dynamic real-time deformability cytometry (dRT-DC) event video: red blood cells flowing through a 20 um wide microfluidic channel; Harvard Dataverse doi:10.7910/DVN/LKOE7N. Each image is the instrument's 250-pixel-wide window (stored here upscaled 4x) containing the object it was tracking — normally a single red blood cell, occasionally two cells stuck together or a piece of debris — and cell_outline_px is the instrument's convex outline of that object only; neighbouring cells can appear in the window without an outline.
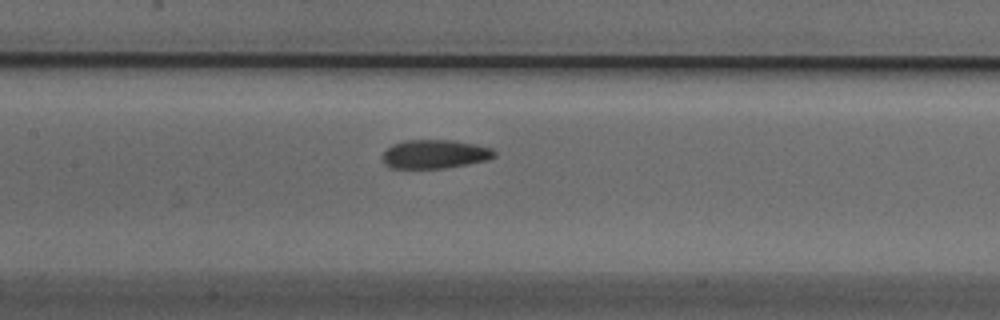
{"species": "Egyptian fruit bat (a non-hibernating species)", "species_latin": "Rousettus aegyptiacus", "temperature_condition": "cold", "stored_images_in_passage": 18, "camera_frame_rate_fps": 3000, "um_per_image_px": 0.085, "animal": {"sex": "male"}, "frame": {"image": 1, "passage_image": 13, "time_ms": 4.0, "image_size_px": [1000, 320], "cell_outline_px": [[496, 156], [488, 160], [444, 168], [388, 168], [384, 164], [380, 156], [392, 144], [404, 140], [452, 140], [476, 144], [492, 148], [496, 152]], "centroid_in_image_um": [36.93, 13.1], "position_along_channel_um": 170.5, "area_um2": 18.96}}
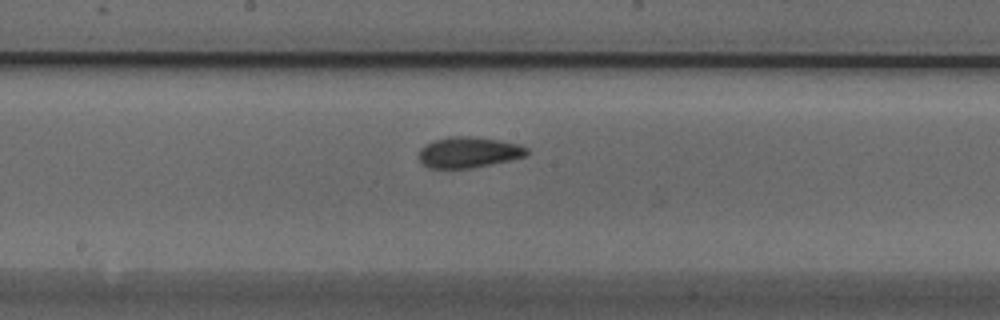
{"frame": {"image": 2, "passage_image": 16, "time_ms": 5.0, "image_size_px": [1000, 320], "cell_outline_px": [[528, 152], [524, 156], [508, 160], [472, 168], [428, 168], [420, 160], [420, 148], [424, 144], [432, 140], [448, 136], [468, 136], [500, 140], [516, 144], [528, 148]], "centroid_in_image_um": [39.78, 12.93], "position_along_channel_um": 208.4, "area_um2": 19.25}}